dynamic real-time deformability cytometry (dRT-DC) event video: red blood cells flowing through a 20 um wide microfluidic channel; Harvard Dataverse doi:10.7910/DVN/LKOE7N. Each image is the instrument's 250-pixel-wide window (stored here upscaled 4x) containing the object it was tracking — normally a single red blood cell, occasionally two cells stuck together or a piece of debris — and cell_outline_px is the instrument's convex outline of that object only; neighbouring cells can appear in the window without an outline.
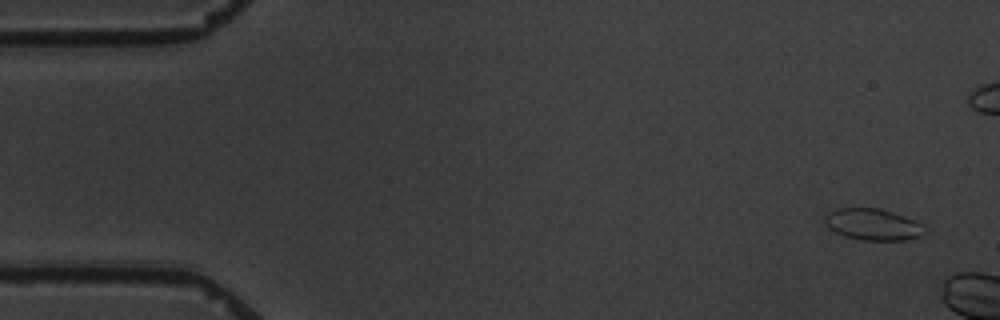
{"species": "common noctule bat (a hibernating species)", "species_latin": "Nyctalus noctula", "temperature_condition": "warm", "stored_images_in_passage": 3, "camera_frame_rate_fps": 3000, "um_per_image_px": 0.085, "animal": {"sex": "male", "body_mass_g": 19.5, "forearm_length_mm": 54.6}, "frame": {"image": 1, "passage_image": 1, "time_ms": 0.0, "image_size_px": [1000, 320], "cell_outline_px": [[928, 232], [920, 236], [904, 240], [864, 240], [844, 236], [828, 228], [824, 220], [824, 216], [828, 212], [840, 208], [880, 208], [916, 220], [928, 228]], "centroid_in_image_um": [74.24, 19.08], "position_along_channel_um": 10.8, "area_um2": 18.5}}